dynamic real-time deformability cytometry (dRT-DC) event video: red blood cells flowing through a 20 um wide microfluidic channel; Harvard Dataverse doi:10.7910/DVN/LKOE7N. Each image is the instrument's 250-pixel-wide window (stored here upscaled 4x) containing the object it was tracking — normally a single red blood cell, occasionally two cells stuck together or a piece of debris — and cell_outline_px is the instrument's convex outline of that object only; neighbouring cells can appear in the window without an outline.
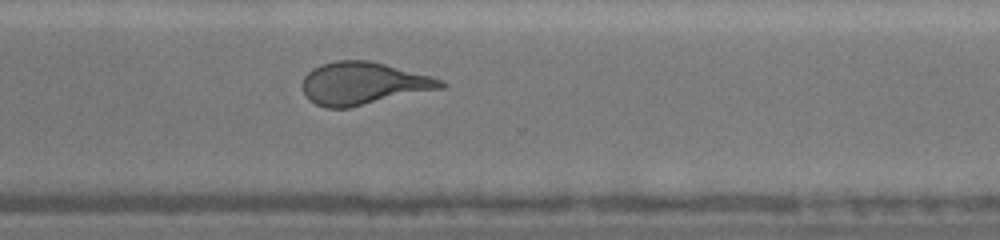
{"species": "human", "species_latin": "Homo sapiens", "temperature_condition": "cold", "stored_images_in_passage": 20, "camera_frame_rate_fps": 3000, "um_per_image_px": 0.085, "donor": {"sex": "female"}, "frame": {"image": 1, "passage_image": 15, "time_ms": 9.333, "image_size_px": [1000, 240], "cell_outline_px": [[448, 84], [444, 88], [348, 108], [328, 108], [316, 104], [308, 100], [304, 92], [304, 76], [312, 68], [320, 64], [336, 60], [368, 60], [384, 64], [444, 80]], "centroid_in_image_um": [30.88, 7.09], "position_along_channel_um": 339.7, "area_um2": 34.16}, "authors_computed_cell_mechanics": {"area_um2": 34.6511, "velocity_mm_per_s": 3.565, "shape_relaxation_time_tau1_ms": 7.7561, "shape_relaxation_time_tau2_ms": null, "deformation_change_tau1": 0.1843, "deformation_change_tau2": null}}